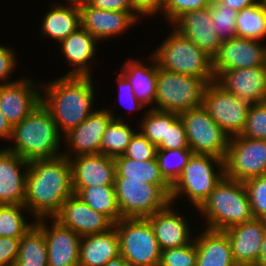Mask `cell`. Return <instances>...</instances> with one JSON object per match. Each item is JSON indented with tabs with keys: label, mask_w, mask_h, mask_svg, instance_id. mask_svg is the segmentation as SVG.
<instances>
[{
	"label": "cell",
	"mask_w": 266,
	"mask_h": 266,
	"mask_svg": "<svg viewBox=\"0 0 266 266\" xmlns=\"http://www.w3.org/2000/svg\"><path fill=\"white\" fill-rule=\"evenodd\" d=\"M173 205L170 202L164 209L147 217L161 250L182 247L194 241L189 222L173 209Z\"/></svg>",
	"instance_id": "24"
},
{
	"label": "cell",
	"mask_w": 266,
	"mask_h": 266,
	"mask_svg": "<svg viewBox=\"0 0 266 266\" xmlns=\"http://www.w3.org/2000/svg\"><path fill=\"white\" fill-rule=\"evenodd\" d=\"M243 183L253 217L266 220V175L250 178Z\"/></svg>",
	"instance_id": "40"
},
{
	"label": "cell",
	"mask_w": 266,
	"mask_h": 266,
	"mask_svg": "<svg viewBox=\"0 0 266 266\" xmlns=\"http://www.w3.org/2000/svg\"><path fill=\"white\" fill-rule=\"evenodd\" d=\"M48 250L43 230L35 224L21 238L14 266H48Z\"/></svg>",
	"instance_id": "32"
},
{
	"label": "cell",
	"mask_w": 266,
	"mask_h": 266,
	"mask_svg": "<svg viewBox=\"0 0 266 266\" xmlns=\"http://www.w3.org/2000/svg\"><path fill=\"white\" fill-rule=\"evenodd\" d=\"M116 177L154 185H171L162 175L157 159L138 161L124 155L115 158Z\"/></svg>",
	"instance_id": "30"
},
{
	"label": "cell",
	"mask_w": 266,
	"mask_h": 266,
	"mask_svg": "<svg viewBox=\"0 0 266 266\" xmlns=\"http://www.w3.org/2000/svg\"><path fill=\"white\" fill-rule=\"evenodd\" d=\"M47 219H51V226H47ZM36 224L46 239L48 266H79L81 237L77 233L54 218L36 219Z\"/></svg>",
	"instance_id": "17"
},
{
	"label": "cell",
	"mask_w": 266,
	"mask_h": 266,
	"mask_svg": "<svg viewBox=\"0 0 266 266\" xmlns=\"http://www.w3.org/2000/svg\"><path fill=\"white\" fill-rule=\"evenodd\" d=\"M206 220V229L224 231L253 219L243 182L224 176L197 209Z\"/></svg>",
	"instance_id": "4"
},
{
	"label": "cell",
	"mask_w": 266,
	"mask_h": 266,
	"mask_svg": "<svg viewBox=\"0 0 266 266\" xmlns=\"http://www.w3.org/2000/svg\"><path fill=\"white\" fill-rule=\"evenodd\" d=\"M69 159L72 166V187L114 186L115 158L98 153Z\"/></svg>",
	"instance_id": "23"
},
{
	"label": "cell",
	"mask_w": 266,
	"mask_h": 266,
	"mask_svg": "<svg viewBox=\"0 0 266 266\" xmlns=\"http://www.w3.org/2000/svg\"><path fill=\"white\" fill-rule=\"evenodd\" d=\"M113 117L110 109L95 110L79 126L64 135L68 150L62 155L72 158L74 155L76 157L100 153L102 136Z\"/></svg>",
	"instance_id": "14"
},
{
	"label": "cell",
	"mask_w": 266,
	"mask_h": 266,
	"mask_svg": "<svg viewBox=\"0 0 266 266\" xmlns=\"http://www.w3.org/2000/svg\"><path fill=\"white\" fill-rule=\"evenodd\" d=\"M139 132V133H138ZM135 132L128 144L124 156L138 161H148L156 158L157 147L153 145L140 130Z\"/></svg>",
	"instance_id": "43"
},
{
	"label": "cell",
	"mask_w": 266,
	"mask_h": 266,
	"mask_svg": "<svg viewBox=\"0 0 266 266\" xmlns=\"http://www.w3.org/2000/svg\"><path fill=\"white\" fill-rule=\"evenodd\" d=\"M260 66H266V45L243 37L222 41L213 58L215 77L225 70Z\"/></svg>",
	"instance_id": "13"
},
{
	"label": "cell",
	"mask_w": 266,
	"mask_h": 266,
	"mask_svg": "<svg viewBox=\"0 0 266 266\" xmlns=\"http://www.w3.org/2000/svg\"><path fill=\"white\" fill-rule=\"evenodd\" d=\"M214 166L219 168L215 169ZM224 176L222 158L192 154L180 176L171 185L170 202L174 203L177 198L185 195L198 209Z\"/></svg>",
	"instance_id": "6"
},
{
	"label": "cell",
	"mask_w": 266,
	"mask_h": 266,
	"mask_svg": "<svg viewBox=\"0 0 266 266\" xmlns=\"http://www.w3.org/2000/svg\"><path fill=\"white\" fill-rule=\"evenodd\" d=\"M19 246L20 238L0 237V266H14Z\"/></svg>",
	"instance_id": "45"
},
{
	"label": "cell",
	"mask_w": 266,
	"mask_h": 266,
	"mask_svg": "<svg viewBox=\"0 0 266 266\" xmlns=\"http://www.w3.org/2000/svg\"><path fill=\"white\" fill-rule=\"evenodd\" d=\"M12 126L7 121L6 117L0 111V139H8L10 141L12 136Z\"/></svg>",
	"instance_id": "51"
},
{
	"label": "cell",
	"mask_w": 266,
	"mask_h": 266,
	"mask_svg": "<svg viewBox=\"0 0 266 266\" xmlns=\"http://www.w3.org/2000/svg\"><path fill=\"white\" fill-rule=\"evenodd\" d=\"M23 211L29 213L24 205H0V237L21 238L36 224L28 223Z\"/></svg>",
	"instance_id": "35"
},
{
	"label": "cell",
	"mask_w": 266,
	"mask_h": 266,
	"mask_svg": "<svg viewBox=\"0 0 266 266\" xmlns=\"http://www.w3.org/2000/svg\"><path fill=\"white\" fill-rule=\"evenodd\" d=\"M166 0H132L136 12L142 17L163 12Z\"/></svg>",
	"instance_id": "49"
},
{
	"label": "cell",
	"mask_w": 266,
	"mask_h": 266,
	"mask_svg": "<svg viewBox=\"0 0 266 266\" xmlns=\"http://www.w3.org/2000/svg\"><path fill=\"white\" fill-rule=\"evenodd\" d=\"M215 81L250 104L266 101V66L225 70L215 77Z\"/></svg>",
	"instance_id": "19"
},
{
	"label": "cell",
	"mask_w": 266,
	"mask_h": 266,
	"mask_svg": "<svg viewBox=\"0 0 266 266\" xmlns=\"http://www.w3.org/2000/svg\"><path fill=\"white\" fill-rule=\"evenodd\" d=\"M229 237L232 256L237 266H255L266 232V220L253 218L224 230Z\"/></svg>",
	"instance_id": "20"
},
{
	"label": "cell",
	"mask_w": 266,
	"mask_h": 266,
	"mask_svg": "<svg viewBox=\"0 0 266 266\" xmlns=\"http://www.w3.org/2000/svg\"><path fill=\"white\" fill-rule=\"evenodd\" d=\"M208 84L199 77L163 70L157 63L156 106L150 108L180 114L200 107Z\"/></svg>",
	"instance_id": "7"
},
{
	"label": "cell",
	"mask_w": 266,
	"mask_h": 266,
	"mask_svg": "<svg viewBox=\"0 0 266 266\" xmlns=\"http://www.w3.org/2000/svg\"><path fill=\"white\" fill-rule=\"evenodd\" d=\"M34 82L29 77H23L15 82L0 85V111L12 127L41 103V86H35Z\"/></svg>",
	"instance_id": "15"
},
{
	"label": "cell",
	"mask_w": 266,
	"mask_h": 266,
	"mask_svg": "<svg viewBox=\"0 0 266 266\" xmlns=\"http://www.w3.org/2000/svg\"><path fill=\"white\" fill-rule=\"evenodd\" d=\"M116 81L118 82V87H119V98L120 102L123 103V105L126 108L132 109V110H140L145 107L143 103H141L136 96L134 95V90L132 89V85L130 84L129 80L122 74L119 73L118 77L116 78ZM126 100V101H125ZM121 103V104H122ZM129 103V104H128ZM129 107H128V105Z\"/></svg>",
	"instance_id": "46"
},
{
	"label": "cell",
	"mask_w": 266,
	"mask_h": 266,
	"mask_svg": "<svg viewBox=\"0 0 266 266\" xmlns=\"http://www.w3.org/2000/svg\"><path fill=\"white\" fill-rule=\"evenodd\" d=\"M220 6L231 7L235 11H240L244 8L251 7L260 0H214Z\"/></svg>",
	"instance_id": "50"
},
{
	"label": "cell",
	"mask_w": 266,
	"mask_h": 266,
	"mask_svg": "<svg viewBox=\"0 0 266 266\" xmlns=\"http://www.w3.org/2000/svg\"><path fill=\"white\" fill-rule=\"evenodd\" d=\"M62 138L51 114L40 103L20 123L13 126L10 140L15 146L7 149L28 162L53 159L63 153L58 152Z\"/></svg>",
	"instance_id": "3"
},
{
	"label": "cell",
	"mask_w": 266,
	"mask_h": 266,
	"mask_svg": "<svg viewBox=\"0 0 266 266\" xmlns=\"http://www.w3.org/2000/svg\"><path fill=\"white\" fill-rule=\"evenodd\" d=\"M17 61L13 49L0 45V85L17 81L15 79L14 81L6 80L10 78L11 72L17 67Z\"/></svg>",
	"instance_id": "47"
},
{
	"label": "cell",
	"mask_w": 266,
	"mask_h": 266,
	"mask_svg": "<svg viewBox=\"0 0 266 266\" xmlns=\"http://www.w3.org/2000/svg\"><path fill=\"white\" fill-rule=\"evenodd\" d=\"M119 255V237L115 227L103 233L81 237L79 266H104Z\"/></svg>",
	"instance_id": "27"
},
{
	"label": "cell",
	"mask_w": 266,
	"mask_h": 266,
	"mask_svg": "<svg viewBox=\"0 0 266 266\" xmlns=\"http://www.w3.org/2000/svg\"><path fill=\"white\" fill-rule=\"evenodd\" d=\"M212 0H166L163 9L166 20L172 24L183 13L210 6Z\"/></svg>",
	"instance_id": "44"
},
{
	"label": "cell",
	"mask_w": 266,
	"mask_h": 266,
	"mask_svg": "<svg viewBox=\"0 0 266 266\" xmlns=\"http://www.w3.org/2000/svg\"><path fill=\"white\" fill-rule=\"evenodd\" d=\"M42 35L60 43L81 27L79 6L56 4L44 15L41 25Z\"/></svg>",
	"instance_id": "29"
},
{
	"label": "cell",
	"mask_w": 266,
	"mask_h": 266,
	"mask_svg": "<svg viewBox=\"0 0 266 266\" xmlns=\"http://www.w3.org/2000/svg\"><path fill=\"white\" fill-rule=\"evenodd\" d=\"M210 13L215 31L221 41L236 37V17L238 11L229 6H220L212 0L210 3Z\"/></svg>",
	"instance_id": "38"
},
{
	"label": "cell",
	"mask_w": 266,
	"mask_h": 266,
	"mask_svg": "<svg viewBox=\"0 0 266 266\" xmlns=\"http://www.w3.org/2000/svg\"><path fill=\"white\" fill-rule=\"evenodd\" d=\"M255 266H266V232L261 243L259 259Z\"/></svg>",
	"instance_id": "52"
},
{
	"label": "cell",
	"mask_w": 266,
	"mask_h": 266,
	"mask_svg": "<svg viewBox=\"0 0 266 266\" xmlns=\"http://www.w3.org/2000/svg\"><path fill=\"white\" fill-rule=\"evenodd\" d=\"M97 42L98 40L81 26L59 43L62 54L74 67L65 76H92L89 64L97 52Z\"/></svg>",
	"instance_id": "25"
},
{
	"label": "cell",
	"mask_w": 266,
	"mask_h": 266,
	"mask_svg": "<svg viewBox=\"0 0 266 266\" xmlns=\"http://www.w3.org/2000/svg\"><path fill=\"white\" fill-rule=\"evenodd\" d=\"M197 251L195 241L177 247L161 250L159 266H196Z\"/></svg>",
	"instance_id": "42"
},
{
	"label": "cell",
	"mask_w": 266,
	"mask_h": 266,
	"mask_svg": "<svg viewBox=\"0 0 266 266\" xmlns=\"http://www.w3.org/2000/svg\"><path fill=\"white\" fill-rule=\"evenodd\" d=\"M73 193L92 210L98 211L117 223L121 213L117 204L115 186L72 187Z\"/></svg>",
	"instance_id": "31"
},
{
	"label": "cell",
	"mask_w": 266,
	"mask_h": 266,
	"mask_svg": "<svg viewBox=\"0 0 266 266\" xmlns=\"http://www.w3.org/2000/svg\"><path fill=\"white\" fill-rule=\"evenodd\" d=\"M28 168V161L7 148L0 149V205H24Z\"/></svg>",
	"instance_id": "22"
},
{
	"label": "cell",
	"mask_w": 266,
	"mask_h": 266,
	"mask_svg": "<svg viewBox=\"0 0 266 266\" xmlns=\"http://www.w3.org/2000/svg\"><path fill=\"white\" fill-rule=\"evenodd\" d=\"M53 218L80 237L103 233L114 227V222L109 217L92 210L74 193L62 204L60 211Z\"/></svg>",
	"instance_id": "16"
},
{
	"label": "cell",
	"mask_w": 266,
	"mask_h": 266,
	"mask_svg": "<svg viewBox=\"0 0 266 266\" xmlns=\"http://www.w3.org/2000/svg\"><path fill=\"white\" fill-rule=\"evenodd\" d=\"M225 176L240 182L266 175V140L230 137L223 160Z\"/></svg>",
	"instance_id": "11"
},
{
	"label": "cell",
	"mask_w": 266,
	"mask_h": 266,
	"mask_svg": "<svg viewBox=\"0 0 266 266\" xmlns=\"http://www.w3.org/2000/svg\"><path fill=\"white\" fill-rule=\"evenodd\" d=\"M123 118L113 117L102 136L100 154L116 158L124 155L135 131Z\"/></svg>",
	"instance_id": "34"
},
{
	"label": "cell",
	"mask_w": 266,
	"mask_h": 266,
	"mask_svg": "<svg viewBox=\"0 0 266 266\" xmlns=\"http://www.w3.org/2000/svg\"><path fill=\"white\" fill-rule=\"evenodd\" d=\"M104 266H129L127 261L119 255L118 257L109 260Z\"/></svg>",
	"instance_id": "53"
},
{
	"label": "cell",
	"mask_w": 266,
	"mask_h": 266,
	"mask_svg": "<svg viewBox=\"0 0 266 266\" xmlns=\"http://www.w3.org/2000/svg\"><path fill=\"white\" fill-rule=\"evenodd\" d=\"M157 149H190L187 143L185 127L179 114L167 112L166 141H161Z\"/></svg>",
	"instance_id": "41"
},
{
	"label": "cell",
	"mask_w": 266,
	"mask_h": 266,
	"mask_svg": "<svg viewBox=\"0 0 266 266\" xmlns=\"http://www.w3.org/2000/svg\"><path fill=\"white\" fill-rule=\"evenodd\" d=\"M240 135L248 139L266 140V101L250 105L246 124Z\"/></svg>",
	"instance_id": "39"
},
{
	"label": "cell",
	"mask_w": 266,
	"mask_h": 266,
	"mask_svg": "<svg viewBox=\"0 0 266 266\" xmlns=\"http://www.w3.org/2000/svg\"><path fill=\"white\" fill-rule=\"evenodd\" d=\"M171 25L212 59L217 55L222 41L215 31L210 6L185 12Z\"/></svg>",
	"instance_id": "21"
},
{
	"label": "cell",
	"mask_w": 266,
	"mask_h": 266,
	"mask_svg": "<svg viewBox=\"0 0 266 266\" xmlns=\"http://www.w3.org/2000/svg\"><path fill=\"white\" fill-rule=\"evenodd\" d=\"M236 36L259 41L266 38V0L238 11Z\"/></svg>",
	"instance_id": "33"
},
{
	"label": "cell",
	"mask_w": 266,
	"mask_h": 266,
	"mask_svg": "<svg viewBox=\"0 0 266 266\" xmlns=\"http://www.w3.org/2000/svg\"><path fill=\"white\" fill-rule=\"evenodd\" d=\"M114 227L120 255L129 266H159L161 249L147 218H122Z\"/></svg>",
	"instance_id": "8"
},
{
	"label": "cell",
	"mask_w": 266,
	"mask_h": 266,
	"mask_svg": "<svg viewBox=\"0 0 266 266\" xmlns=\"http://www.w3.org/2000/svg\"><path fill=\"white\" fill-rule=\"evenodd\" d=\"M150 56V66L129 58L121 67V73L132 85L134 95L145 106L155 104L157 94V62L152 54Z\"/></svg>",
	"instance_id": "28"
},
{
	"label": "cell",
	"mask_w": 266,
	"mask_h": 266,
	"mask_svg": "<svg viewBox=\"0 0 266 266\" xmlns=\"http://www.w3.org/2000/svg\"><path fill=\"white\" fill-rule=\"evenodd\" d=\"M114 186L122 218H147L170 203L171 185L115 178Z\"/></svg>",
	"instance_id": "9"
},
{
	"label": "cell",
	"mask_w": 266,
	"mask_h": 266,
	"mask_svg": "<svg viewBox=\"0 0 266 266\" xmlns=\"http://www.w3.org/2000/svg\"><path fill=\"white\" fill-rule=\"evenodd\" d=\"M87 4L108 11H136L132 0H89Z\"/></svg>",
	"instance_id": "48"
},
{
	"label": "cell",
	"mask_w": 266,
	"mask_h": 266,
	"mask_svg": "<svg viewBox=\"0 0 266 266\" xmlns=\"http://www.w3.org/2000/svg\"><path fill=\"white\" fill-rule=\"evenodd\" d=\"M72 194V166L68 157L29 162L24 206L33 220L53 218Z\"/></svg>",
	"instance_id": "1"
},
{
	"label": "cell",
	"mask_w": 266,
	"mask_h": 266,
	"mask_svg": "<svg viewBox=\"0 0 266 266\" xmlns=\"http://www.w3.org/2000/svg\"><path fill=\"white\" fill-rule=\"evenodd\" d=\"M179 117L183 121L187 143L193 154H208L224 160L230 136L203 106L186 110Z\"/></svg>",
	"instance_id": "10"
},
{
	"label": "cell",
	"mask_w": 266,
	"mask_h": 266,
	"mask_svg": "<svg viewBox=\"0 0 266 266\" xmlns=\"http://www.w3.org/2000/svg\"><path fill=\"white\" fill-rule=\"evenodd\" d=\"M250 103L238 99L226 91L215 80L205 90L203 107L210 117L230 136L244 130Z\"/></svg>",
	"instance_id": "12"
},
{
	"label": "cell",
	"mask_w": 266,
	"mask_h": 266,
	"mask_svg": "<svg viewBox=\"0 0 266 266\" xmlns=\"http://www.w3.org/2000/svg\"><path fill=\"white\" fill-rule=\"evenodd\" d=\"M140 132L156 147L166 141L167 112L150 108L141 119Z\"/></svg>",
	"instance_id": "37"
},
{
	"label": "cell",
	"mask_w": 266,
	"mask_h": 266,
	"mask_svg": "<svg viewBox=\"0 0 266 266\" xmlns=\"http://www.w3.org/2000/svg\"><path fill=\"white\" fill-rule=\"evenodd\" d=\"M93 76H65L41 85V103L49 111L63 136L93 112ZM44 89V90H43Z\"/></svg>",
	"instance_id": "2"
},
{
	"label": "cell",
	"mask_w": 266,
	"mask_h": 266,
	"mask_svg": "<svg viewBox=\"0 0 266 266\" xmlns=\"http://www.w3.org/2000/svg\"><path fill=\"white\" fill-rule=\"evenodd\" d=\"M158 66L170 72L215 80L213 59L175 28L152 54Z\"/></svg>",
	"instance_id": "5"
},
{
	"label": "cell",
	"mask_w": 266,
	"mask_h": 266,
	"mask_svg": "<svg viewBox=\"0 0 266 266\" xmlns=\"http://www.w3.org/2000/svg\"><path fill=\"white\" fill-rule=\"evenodd\" d=\"M89 0H68L69 5L81 6L87 4Z\"/></svg>",
	"instance_id": "54"
},
{
	"label": "cell",
	"mask_w": 266,
	"mask_h": 266,
	"mask_svg": "<svg viewBox=\"0 0 266 266\" xmlns=\"http://www.w3.org/2000/svg\"><path fill=\"white\" fill-rule=\"evenodd\" d=\"M197 251L196 266H237L229 237L224 231L202 230L194 238Z\"/></svg>",
	"instance_id": "26"
},
{
	"label": "cell",
	"mask_w": 266,
	"mask_h": 266,
	"mask_svg": "<svg viewBox=\"0 0 266 266\" xmlns=\"http://www.w3.org/2000/svg\"><path fill=\"white\" fill-rule=\"evenodd\" d=\"M192 154L191 149H157L156 159L160 171L171 185L180 176Z\"/></svg>",
	"instance_id": "36"
},
{
	"label": "cell",
	"mask_w": 266,
	"mask_h": 266,
	"mask_svg": "<svg viewBox=\"0 0 266 266\" xmlns=\"http://www.w3.org/2000/svg\"><path fill=\"white\" fill-rule=\"evenodd\" d=\"M81 26L98 41L126 33L138 22L136 11H108L88 4L79 6Z\"/></svg>",
	"instance_id": "18"
}]
</instances>
